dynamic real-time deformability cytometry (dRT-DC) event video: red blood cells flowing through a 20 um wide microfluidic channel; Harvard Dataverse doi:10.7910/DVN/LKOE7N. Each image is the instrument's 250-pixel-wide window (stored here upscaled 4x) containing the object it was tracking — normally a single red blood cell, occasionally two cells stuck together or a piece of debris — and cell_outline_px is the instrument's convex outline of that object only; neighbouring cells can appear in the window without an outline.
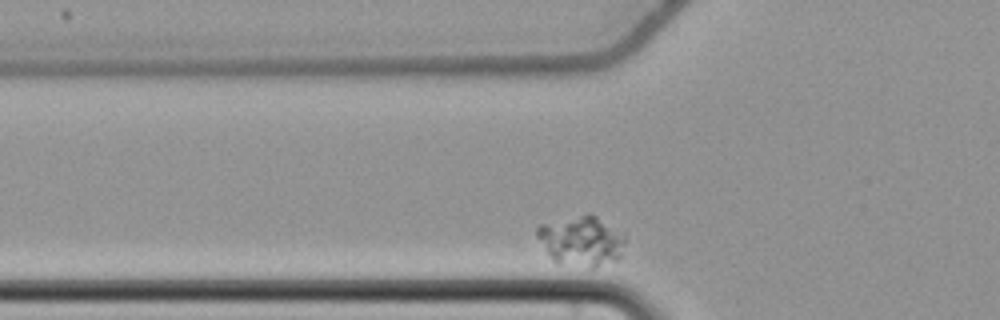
{"species": "common noctule bat (a hibernating species)", "species_latin": "Nyctalus noctula", "temperature_condition": "cold", "stored_images_in_passage": 35, "camera_frame_rate_fps": 3000, "um_per_image_px": 0.085, "animal": {"sex": "female", "body_mass_g": 22.7, "forearm_length_mm": 54.2}, "frame": {"image": 1, "passage_image": 7, "time_ms": 2.0, "image_size_px": [1000, 320], "cell_outline_px": [[624, 240], [620, 256], [616, 260], [596, 268], [588, 268], [556, 264], [552, 260], [536, 236], [536, 228], [540, 224], [588, 212], [592, 212], [624, 232]], "centroid_in_image_um": [49.41, 20.47], "position_along_channel_um": 76.4, "area_um2": 26.41}}
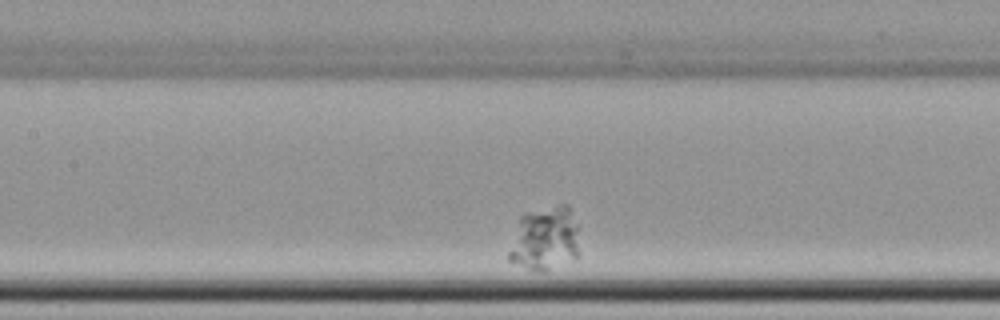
{"frame": {"image": 2, "passage_image": 15, "time_ms": 4.667, "image_size_px": [1000, 320], "cell_outline_px": [[576, 256], [544, 272], [540, 272], [528, 268], [508, 260], [508, 252], [520, 216], [560, 204], [568, 204], [576, 224]], "centroid_in_image_um": [46.28, 20.3], "position_along_channel_um": 161.1, "area_um2": 25.32}}
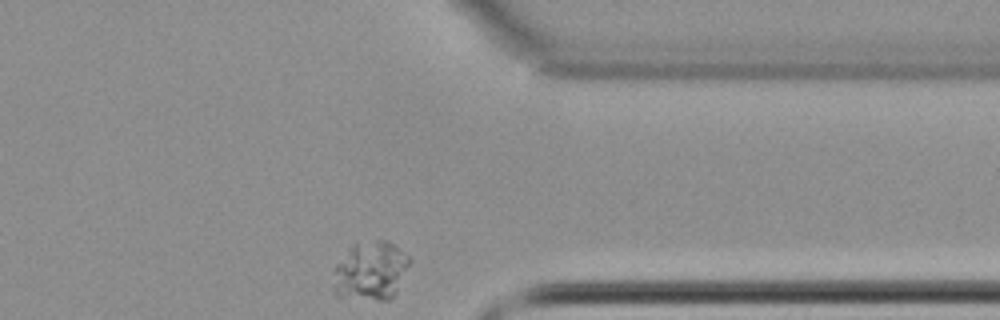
{"frame": {"image": 3, "passage_image": 35, "time_ms": 11.333, "image_size_px": [1000, 320], "cell_outline_px": [[408, 264], [396, 292], [392, 300], [376, 300], [336, 296], [332, 288], [332, 268], [348, 248], [352, 244], [376, 240], [384, 240], [392, 244], [408, 256]], "centroid_in_image_um": [31.41, 23.04], "position_along_channel_um": 380.0, "area_um2": 26.24}}